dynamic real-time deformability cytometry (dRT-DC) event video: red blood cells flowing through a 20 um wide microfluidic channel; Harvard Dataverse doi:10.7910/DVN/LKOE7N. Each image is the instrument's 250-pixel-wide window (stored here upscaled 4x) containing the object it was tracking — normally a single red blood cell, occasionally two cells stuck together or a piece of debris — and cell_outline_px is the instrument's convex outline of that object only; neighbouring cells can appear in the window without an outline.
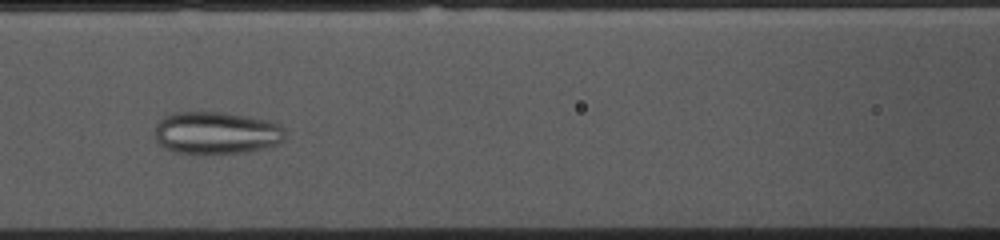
{"species": "common noctule bat (a hibernating species)", "species_latin": "Nyctalus noctula", "temperature_condition": "cold", "stored_images_in_passage": 54, "camera_frame_rate_fps": 3000, "um_per_image_px": 0.085, "animal": {"sex": "female", "body_mass_g": 10.0, "forearm_length_mm": 53.1}, "frame": {"image": 1, "passage_image": 22, "time_ms": 7.0, "image_size_px": [1000, 240], "cell_outline_px": [[284, 140], [276, 144], [264, 148], [244, 152], [200, 156], [176, 152], [164, 148], [156, 140], [156, 124], [164, 112], [224, 112], [272, 120], [280, 124], [284, 128]], "centroid_in_image_um": [18.36, 11.3], "position_along_channel_um": 148.2, "area_um2": 33.23}}
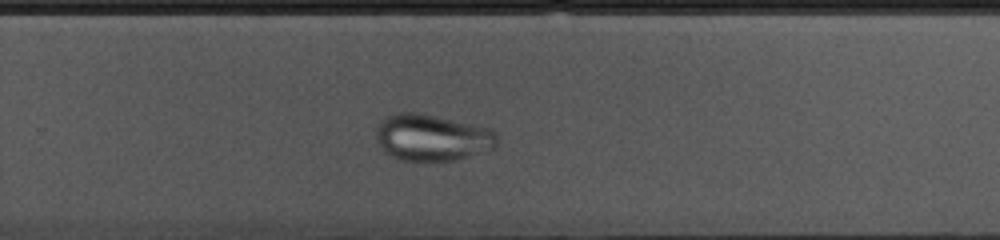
{"frame": {"image": 2, "passage_image": 34, "time_ms": 11.0, "image_size_px": [1000, 240], "cell_outline_px": [[496, 144], [492, 148], [456, 160], [400, 160], [392, 156], [380, 144], [376, 136], [376, 128], [388, 116], [400, 112], [420, 112], [492, 128], [496, 132]], "centroid_in_image_um": [36.75, 11.67], "position_along_channel_um": 293.0, "area_um2": 32.37}}
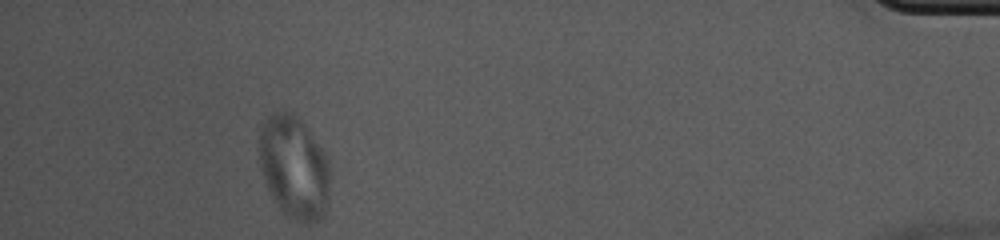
{"frame": {"image": 3, "passage_image": 49, "time_ms": 16.0, "image_size_px": [1000, 240], "cell_outline_px": [[328, 196], [324, 212], [312, 224], [300, 224], [292, 220], [280, 208], [272, 196], [264, 180], [260, 164], [260, 128], [264, 120], [272, 112], [280, 108], [292, 112], [304, 124], [328, 156]], "centroid_in_image_um": [24.98, 14.19], "position_along_channel_um": 410.2, "area_um2": 42.43}}